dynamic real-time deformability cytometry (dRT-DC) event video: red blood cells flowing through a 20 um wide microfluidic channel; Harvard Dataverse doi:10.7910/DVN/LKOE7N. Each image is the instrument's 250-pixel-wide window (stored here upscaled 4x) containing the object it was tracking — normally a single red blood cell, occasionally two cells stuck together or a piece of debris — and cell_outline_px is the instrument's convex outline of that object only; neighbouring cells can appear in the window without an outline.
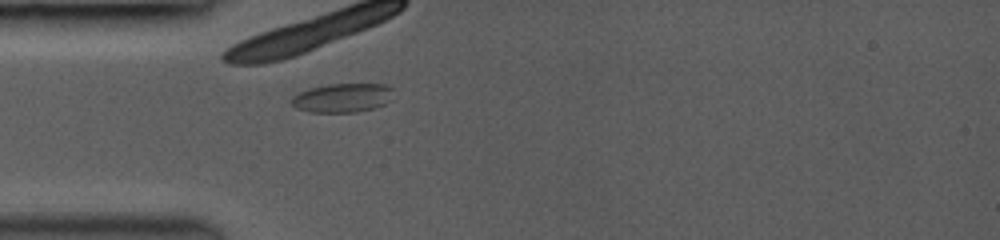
{"species": "common noctule bat (a hibernating species)", "species_latin": "Nyctalus noctula", "temperature_condition": "room temperature", "stored_images_in_passage": 7, "camera_frame_rate_fps": 3000, "um_per_image_px": 0.085, "animal": {"sex": "female", "body_mass_g": 19.0, "forearm_length_mm": 53.3}, "frame": {"image": 1, "passage_image": 1, "time_ms": 0.0, "image_size_px": [1000, 240], "cell_outline_px": [[392, 100], [376, 108], [356, 112], [308, 112], [296, 108], [288, 100], [292, 96], [308, 88], [328, 84], [384, 84], [392, 88]], "centroid_in_image_um": [29.09, 8.32], "position_along_channel_um": 55.9, "area_um2": 17.46}}